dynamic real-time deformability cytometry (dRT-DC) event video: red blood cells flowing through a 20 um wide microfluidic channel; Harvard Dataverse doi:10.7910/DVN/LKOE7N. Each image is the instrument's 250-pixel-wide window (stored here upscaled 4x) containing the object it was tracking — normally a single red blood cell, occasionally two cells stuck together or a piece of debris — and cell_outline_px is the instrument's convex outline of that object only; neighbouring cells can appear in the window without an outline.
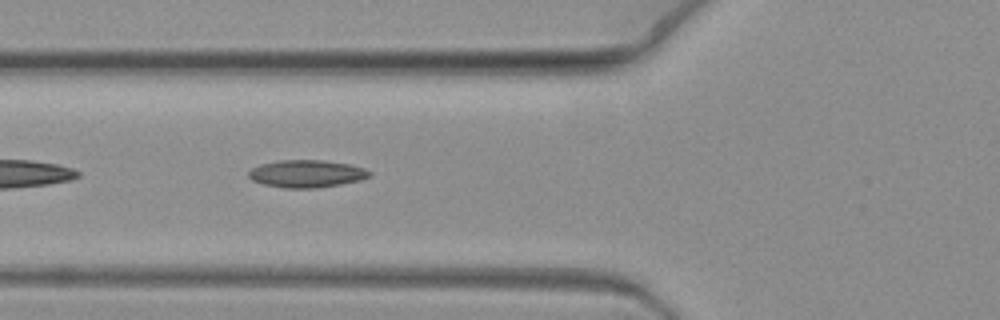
{"species": "common noctule bat (a hibernating species)", "species_latin": "Nyctalus noctula", "temperature_condition": "warm", "stored_images_in_passage": 7, "camera_frame_rate_fps": 3000, "um_per_image_px": 0.085, "animal": {"sex": "female", "body_mass_g": 19.3, "forearm_length_mm": 54.1}, "frame": {"image": 1, "passage_image": 7, "time_ms": 2.0, "image_size_px": [1000, 320], "cell_outline_px": [[372, 176], [360, 180], [340, 184], [316, 188], [284, 188], [264, 184], [252, 180], [248, 176], [248, 172], [252, 168], [260, 164], [280, 160], [324, 160], [348, 164], [364, 168], [372, 172]], "centroid_in_image_um": [26.07, 14.76], "position_along_channel_um": 99.7, "area_um2": 19.36}}